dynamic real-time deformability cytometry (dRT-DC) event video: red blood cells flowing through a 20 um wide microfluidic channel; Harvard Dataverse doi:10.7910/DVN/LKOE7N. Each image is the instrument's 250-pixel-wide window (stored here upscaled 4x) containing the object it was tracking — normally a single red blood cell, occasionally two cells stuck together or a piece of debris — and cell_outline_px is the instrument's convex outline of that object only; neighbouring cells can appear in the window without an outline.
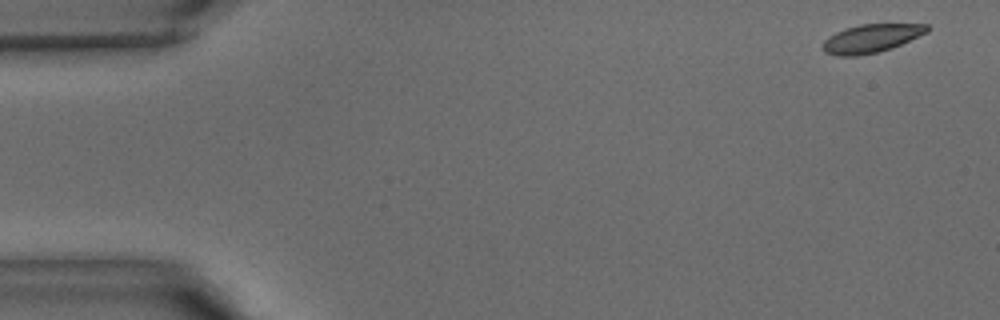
{"species": "common noctule bat (a hibernating species)", "species_latin": "Nyctalus noctula", "temperature_condition": "warm", "stored_images_in_passage": 40, "camera_frame_rate_fps": 3000, "um_per_image_px": 0.085, "animal": {"sex": "male", "body_mass_g": 15.6}, "frame": {"image": 1, "passage_image": 1, "time_ms": 0.0, "image_size_px": [1000, 320], "cell_outline_px": [[928, 32], [900, 44], [876, 52], [856, 56], [836, 56], [824, 52], [820, 48], [824, 40], [828, 36], [844, 28], [860, 24], [928, 24]], "centroid_in_image_um": [73.98, 3.26], "position_along_channel_um": 11.0, "area_um2": 17.17}}
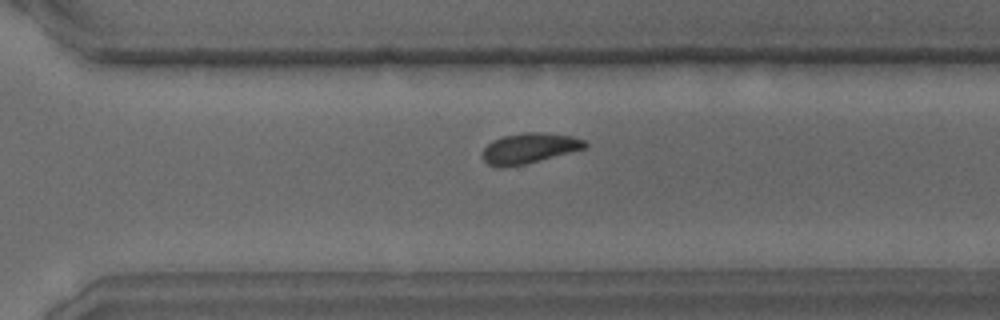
{"frame": {"image": 2, "passage_image": 28, "time_ms": 9.0, "image_size_px": [1000, 320], "cell_outline_px": [[588, 148], [524, 164], [500, 168], [488, 164], [480, 156], [484, 148], [492, 140], [504, 136], [524, 132], [540, 132], [572, 136], [584, 140], [588, 144]], "centroid_in_image_um": [44.98, 12.6], "position_along_channel_um": 325.6, "area_um2": 18.21}}
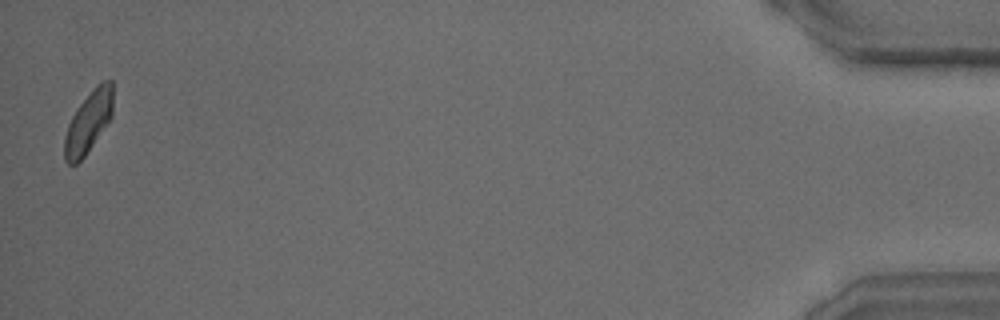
{"frame": {"image": 3, "passage_image": 40, "time_ms": 13.0, "image_size_px": [1000, 320], "cell_outline_px": [[112, 116], [84, 156], [76, 164], [68, 164], [64, 160], [64, 136], [68, 124], [76, 108], [96, 84], [100, 80], [112, 80]], "centroid_in_image_um": [7.49, 10.34], "position_along_channel_um": 427.7, "area_um2": 17.28}}